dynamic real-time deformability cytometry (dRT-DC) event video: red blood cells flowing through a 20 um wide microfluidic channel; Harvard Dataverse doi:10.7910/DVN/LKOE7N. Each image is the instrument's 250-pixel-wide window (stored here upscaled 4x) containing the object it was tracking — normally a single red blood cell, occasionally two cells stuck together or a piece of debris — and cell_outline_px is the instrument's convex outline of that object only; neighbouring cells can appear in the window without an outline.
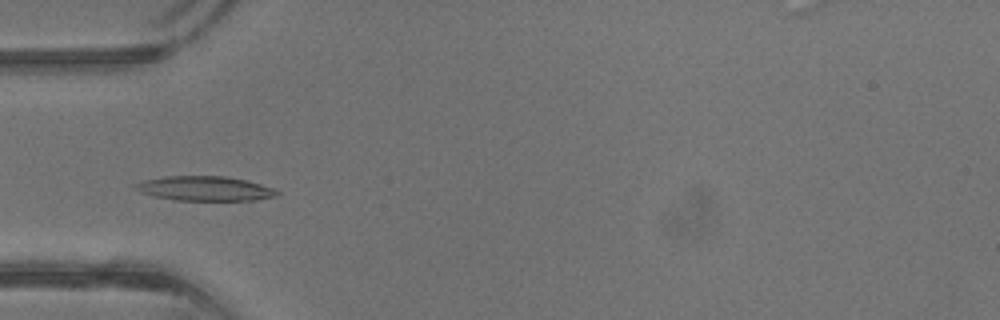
{"species": "common noctule bat (a hibernating species)", "species_latin": "Nyctalus noctula", "temperature_condition": "warm", "stored_images_in_passage": 40, "camera_frame_rate_fps": 3000, "um_per_image_px": 0.085, "animal": {"sex": "male", "body_mass_g": 13.3}, "frame": {"image": 1, "passage_image": 12, "time_ms": 3.667, "image_size_px": [1000, 320], "cell_outline_px": [[280, 196], [256, 200], [176, 200], [156, 196], [140, 192], [132, 188], [132, 184], [144, 180], [164, 176], [224, 176], [244, 180], [260, 184], [272, 188], [280, 192]], "centroid_in_image_um": [17.39, 16.02], "position_along_channel_um": 67.6, "area_um2": 20.29}}
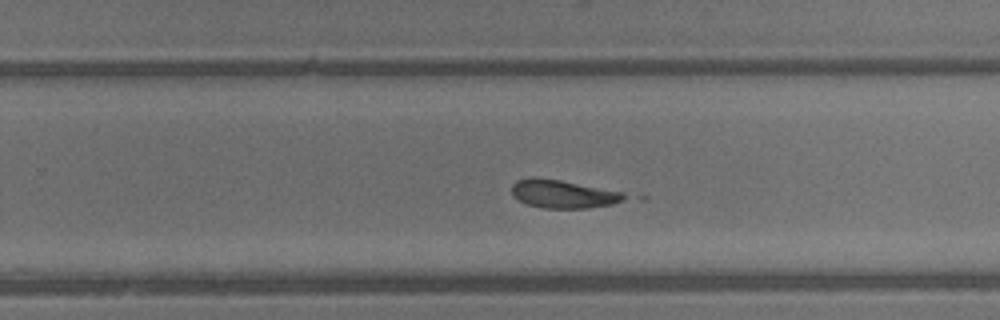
{"frame": {"image": 2, "passage_image": 25, "time_ms": 8.0, "image_size_px": [1000, 320], "cell_outline_px": [[632, 196], [612, 204], [588, 208], [544, 208], [528, 204], [512, 196], [512, 184], [516, 180], [532, 176], [560, 180], [624, 192]], "centroid_in_image_um": [47.88, 16.48], "position_along_channel_um": 281.9, "area_um2": 18.61}}
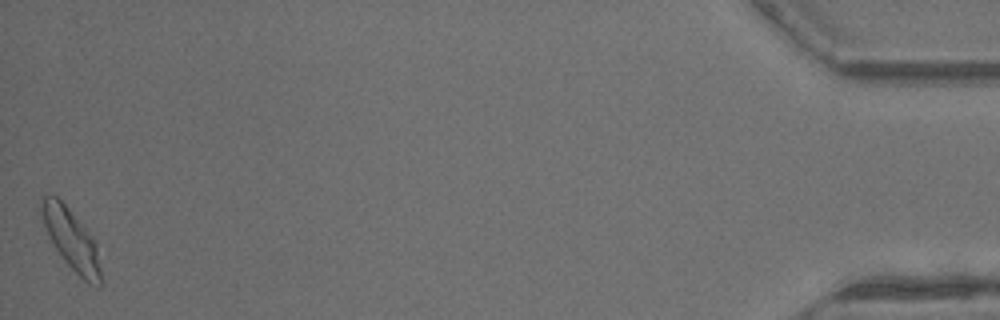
{"frame": {"image": 3, "passage_image": 40, "time_ms": 13.0, "image_size_px": [1000, 320], "cell_outline_px": [[104, 284], [96, 288], [88, 284], [64, 260], [48, 236], [44, 224], [40, 208], [40, 196], [56, 196], [68, 208], [92, 236], [96, 244]], "centroid_in_image_um": [6.1, 20.41], "position_along_channel_um": 429.1, "area_um2": 20.92}, "authors_computed_cell_mechanics": {"area_um2": 19.3341, "velocity_mm_per_s": 4.9702, "shape_relaxation_time_tau1_ms": null, "shape_relaxation_time_tau2_ms": 3.6755, "deformation_change_tau1": null, "deformation_change_tau2": 0.0966}}